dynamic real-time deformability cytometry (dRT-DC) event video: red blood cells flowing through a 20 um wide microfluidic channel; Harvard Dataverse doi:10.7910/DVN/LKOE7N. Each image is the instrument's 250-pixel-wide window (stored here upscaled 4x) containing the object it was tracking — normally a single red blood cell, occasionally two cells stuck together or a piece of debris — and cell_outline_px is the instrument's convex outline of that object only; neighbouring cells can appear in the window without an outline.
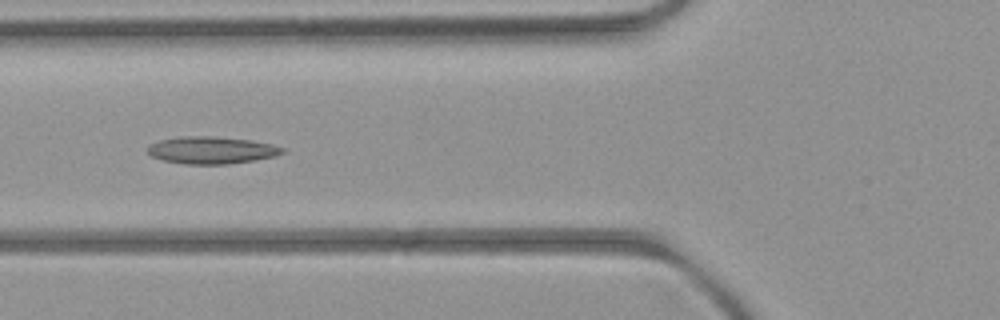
{"species": "common noctule bat (a hibernating species)", "species_latin": "Nyctalus noctula", "temperature_condition": "room temperature", "stored_images_in_passage": 5, "camera_frame_rate_fps": 3000, "um_per_image_px": 0.085, "animal": {"sex": "female", "body_mass_g": 21.9}, "frame": {"image": 1, "passage_image": 5, "time_ms": 4.667, "image_size_px": [1000, 320], "cell_outline_px": [[288, 152], [276, 156], [256, 160], [228, 164], [184, 164], [164, 160], [152, 156], [148, 152], [148, 144], [160, 140], [180, 136], [212, 136], [252, 140], [272, 144], [288, 148]], "centroid_in_image_um": [18.06, 12.76], "position_along_channel_um": 107.7, "area_um2": 21.68}}